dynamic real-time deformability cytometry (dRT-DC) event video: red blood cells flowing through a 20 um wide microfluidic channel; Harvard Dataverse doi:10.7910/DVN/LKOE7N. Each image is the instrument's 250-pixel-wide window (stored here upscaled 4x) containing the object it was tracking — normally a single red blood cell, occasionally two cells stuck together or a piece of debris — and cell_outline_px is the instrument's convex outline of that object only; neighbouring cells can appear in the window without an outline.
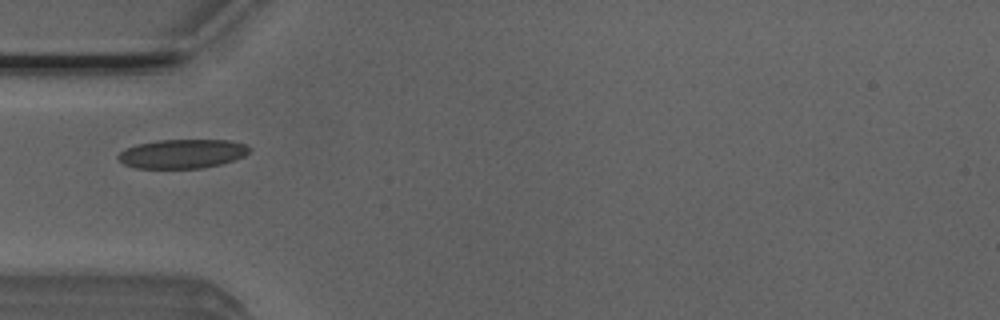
{"species": "Egyptian fruit bat (a non-hibernating species)", "species_latin": "Rousettus aegyptiacus", "temperature_condition": "room temperature", "stored_images_in_passage": 1, "camera_frame_rate_fps": 3000, "um_per_image_px": 0.085, "animal": {"sex": "male"}, "frame": {"image": 1, "passage_image": 1, "time_ms": 0.0, "image_size_px": [1000, 320], "cell_outline_px": [[252, 148], [244, 156], [220, 164], [200, 168], [136, 168], [124, 164], [116, 156], [124, 148], [136, 144], [160, 140], [232, 140], [244, 144]], "centroid_in_image_um": [15.48, 13.06], "position_along_channel_um": 69.5, "area_um2": 22.2}}